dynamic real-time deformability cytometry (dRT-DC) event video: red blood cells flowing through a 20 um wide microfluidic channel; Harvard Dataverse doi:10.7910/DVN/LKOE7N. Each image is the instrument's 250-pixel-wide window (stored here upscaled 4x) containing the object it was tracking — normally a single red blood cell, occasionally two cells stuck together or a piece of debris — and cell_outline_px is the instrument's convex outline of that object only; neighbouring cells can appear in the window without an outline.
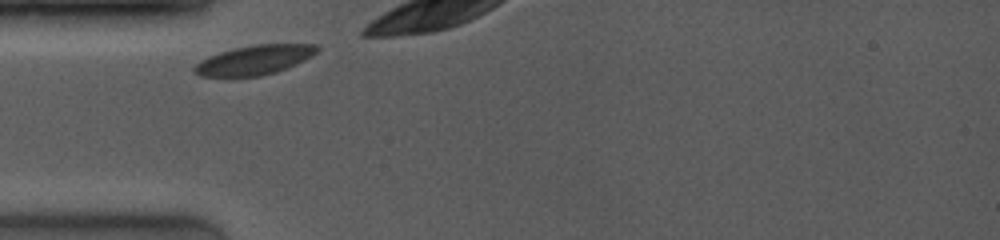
{"species": "common noctule bat (a hibernating species)", "species_latin": "Nyctalus noctula", "temperature_condition": "room temperature", "stored_images_in_passage": 10, "camera_frame_rate_fps": 4000, "um_per_image_px": 0.085, "animal": {"sex": "female", "body_mass_g": 19.0, "forearm_length_mm": 53.3}, "frame": {"image": 1, "passage_image": 1, "time_ms": 0.0, "image_size_px": [1000, 240], "cell_outline_px": [[320, 48], [312, 56], [296, 64], [276, 72], [260, 76], [200, 76], [192, 68], [200, 60], [208, 56], [220, 52], [236, 48], [256, 44], [316, 44]], "centroid_in_image_um": [21.64, 5.09], "position_along_channel_um": 63.4, "area_um2": 20.87}}